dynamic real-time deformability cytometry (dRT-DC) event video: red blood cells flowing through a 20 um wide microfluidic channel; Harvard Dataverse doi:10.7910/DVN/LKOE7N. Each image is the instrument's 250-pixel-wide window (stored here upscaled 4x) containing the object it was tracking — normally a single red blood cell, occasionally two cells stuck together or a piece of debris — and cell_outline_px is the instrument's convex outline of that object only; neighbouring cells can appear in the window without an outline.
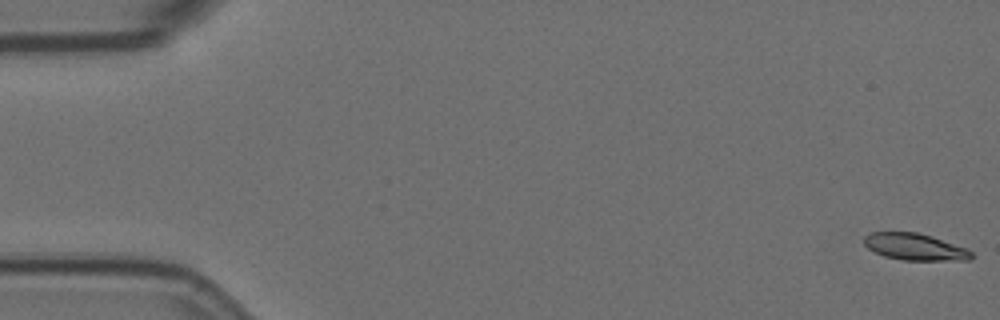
{"species": "Egyptian fruit bat (a non-hibernating species)", "species_latin": "Rousettus aegyptiacus", "temperature_condition": "room temperature", "stored_images_in_passage": 15, "camera_frame_rate_fps": 3000, "um_per_image_px": 0.085, "animal": {"sex": "female"}, "frame": {"image": 1, "passage_image": 1, "time_ms": 0.0, "image_size_px": [1000, 320], "cell_outline_px": [[972, 260], [904, 260], [884, 256], [868, 248], [864, 244], [864, 236], [872, 232], [916, 232], [932, 236], [968, 248], [972, 252]], "centroid_in_image_um": [77.79, 20.98], "position_along_channel_um": 7.2, "area_um2": 16.76}}
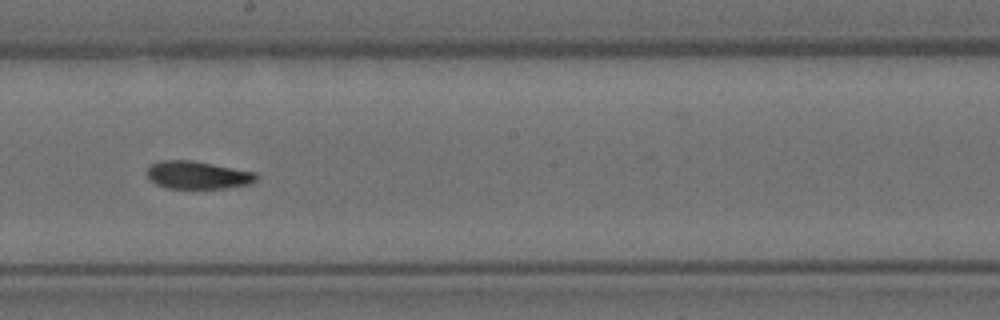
{"frame": {"image": 2, "passage_image": 9, "time_ms": 2.667, "image_size_px": [1000, 320], "cell_outline_px": [[256, 180], [252, 184], [224, 188], [168, 188], [156, 184], [148, 176], [148, 168], [152, 164], [160, 160], [192, 160], [256, 172]], "centroid_in_image_um": [16.83, 14.87], "position_along_channel_um": 231.4, "area_um2": 17.57}}
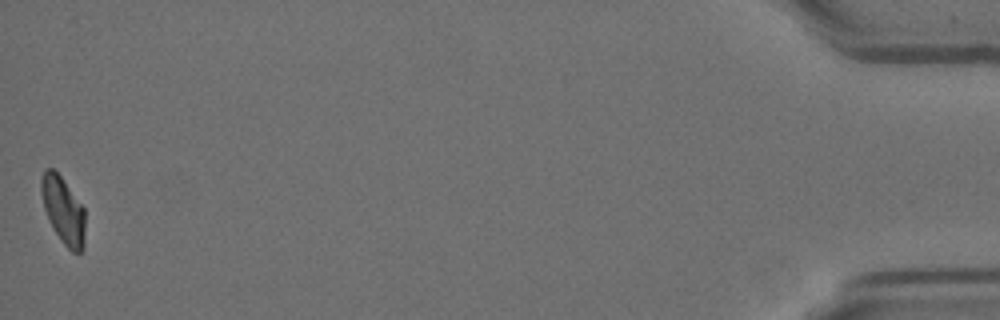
{"frame": {"image": 3, "passage_image": 15, "time_ms": 4.667, "image_size_px": [1000, 320], "cell_outline_px": [[84, 248], [80, 252], [72, 252], [64, 244], [56, 232], [44, 208], [40, 192], [40, 180], [44, 168], [52, 168], [60, 176], [84, 208]], "centroid_in_image_um": [5.36, 17.85], "position_along_channel_um": 429.8, "area_um2": 16.76}}